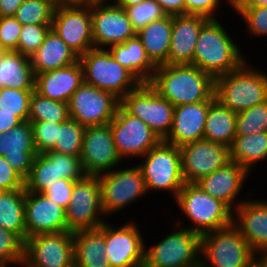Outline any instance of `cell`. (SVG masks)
<instances>
[{"label": "cell", "mask_w": 267, "mask_h": 267, "mask_svg": "<svg viewBox=\"0 0 267 267\" xmlns=\"http://www.w3.org/2000/svg\"><path fill=\"white\" fill-rule=\"evenodd\" d=\"M167 15H184V0H155Z\"/></svg>", "instance_id": "51"}, {"label": "cell", "mask_w": 267, "mask_h": 267, "mask_svg": "<svg viewBox=\"0 0 267 267\" xmlns=\"http://www.w3.org/2000/svg\"><path fill=\"white\" fill-rule=\"evenodd\" d=\"M120 105L132 116L144 121L164 140L170 133L175 106L160 96L149 83H141L120 100Z\"/></svg>", "instance_id": "11"}, {"label": "cell", "mask_w": 267, "mask_h": 267, "mask_svg": "<svg viewBox=\"0 0 267 267\" xmlns=\"http://www.w3.org/2000/svg\"><path fill=\"white\" fill-rule=\"evenodd\" d=\"M119 105L112 93L84 82L68 102L69 116L85 127L104 125L113 120Z\"/></svg>", "instance_id": "17"}, {"label": "cell", "mask_w": 267, "mask_h": 267, "mask_svg": "<svg viewBox=\"0 0 267 267\" xmlns=\"http://www.w3.org/2000/svg\"><path fill=\"white\" fill-rule=\"evenodd\" d=\"M65 213L67 229L71 232L97 229L107 220L101 205L99 176L85 175L74 182Z\"/></svg>", "instance_id": "10"}, {"label": "cell", "mask_w": 267, "mask_h": 267, "mask_svg": "<svg viewBox=\"0 0 267 267\" xmlns=\"http://www.w3.org/2000/svg\"><path fill=\"white\" fill-rule=\"evenodd\" d=\"M124 9L136 33L152 21L160 20L167 15L155 0H144L137 5L126 6Z\"/></svg>", "instance_id": "42"}, {"label": "cell", "mask_w": 267, "mask_h": 267, "mask_svg": "<svg viewBox=\"0 0 267 267\" xmlns=\"http://www.w3.org/2000/svg\"><path fill=\"white\" fill-rule=\"evenodd\" d=\"M108 50L141 83H148L157 68L150 61L137 35L122 44L111 46Z\"/></svg>", "instance_id": "30"}, {"label": "cell", "mask_w": 267, "mask_h": 267, "mask_svg": "<svg viewBox=\"0 0 267 267\" xmlns=\"http://www.w3.org/2000/svg\"><path fill=\"white\" fill-rule=\"evenodd\" d=\"M255 252L232 223L201 235L200 267H250Z\"/></svg>", "instance_id": "6"}, {"label": "cell", "mask_w": 267, "mask_h": 267, "mask_svg": "<svg viewBox=\"0 0 267 267\" xmlns=\"http://www.w3.org/2000/svg\"><path fill=\"white\" fill-rule=\"evenodd\" d=\"M109 124L117 153L125 162L138 160L162 141L144 121L129 114L121 105Z\"/></svg>", "instance_id": "12"}, {"label": "cell", "mask_w": 267, "mask_h": 267, "mask_svg": "<svg viewBox=\"0 0 267 267\" xmlns=\"http://www.w3.org/2000/svg\"><path fill=\"white\" fill-rule=\"evenodd\" d=\"M253 194L245 192V201L233 211V224L256 253L267 250V199H250Z\"/></svg>", "instance_id": "22"}, {"label": "cell", "mask_w": 267, "mask_h": 267, "mask_svg": "<svg viewBox=\"0 0 267 267\" xmlns=\"http://www.w3.org/2000/svg\"><path fill=\"white\" fill-rule=\"evenodd\" d=\"M35 150L37 154L51 151L58 140L60 123L50 121L32 122Z\"/></svg>", "instance_id": "45"}, {"label": "cell", "mask_w": 267, "mask_h": 267, "mask_svg": "<svg viewBox=\"0 0 267 267\" xmlns=\"http://www.w3.org/2000/svg\"><path fill=\"white\" fill-rule=\"evenodd\" d=\"M0 155L26 179L37 155L33 129L29 121L21 122L8 132L0 133Z\"/></svg>", "instance_id": "23"}, {"label": "cell", "mask_w": 267, "mask_h": 267, "mask_svg": "<svg viewBox=\"0 0 267 267\" xmlns=\"http://www.w3.org/2000/svg\"><path fill=\"white\" fill-rule=\"evenodd\" d=\"M62 178L57 176L55 151L37 154L30 174L25 179V190L43 193L48 186Z\"/></svg>", "instance_id": "35"}, {"label": "cell", "mask_w": 267, "mask_h": 267, "mask_svg": "<svg viewBox=\"0 0 267 267\" xmlns=\"http://www.w3.org/2000/svg\"><path fill=\"white\" fill-rule=\"evenodd\" d=\"M236 119L237 113L215 99L208 109L203 139L230 148L236 137Z\"/></svg>", "instance_id": "32"}, {"label": "cell", "mask_w": 267, "mask_h": 267, "mask_svg": "<svg viewBox=\"0 0 267 267\" xmlns=\"http://www.w3.org/2000/svg\"><path fill=\"white\" fill-rule=\"evenodd\" d=\"M223 1V4H222ZM231 8V0H184V15H200L208 19H219L222 5ZM219 13H216L219 11Z\"/></svg>", "instance_id": "46"}, {"label": "cell", "mask_w": 267, "mask_h": 267, "mask_svg": "<svg viewBox=\"0 0 267 267\" xmlns=\"http://www.w3.org/2000/svg\"><path fill=\"white\" fill-rule=\"evenodd\" d=\"M83 83V69L79 60L67 67L35 75V91L59 102L68 103Z\"/></svg>", "instance_id": "26"}, {"label": "cell", "mask_w": 267, "mask_h": 267, "mask_svg": "<svg viewBox=\"0 0 267 267\" xmlns=\"http://www.w3.org/2000/svg\"><path fill=\"white\" fill-rule=\"evenodd\" d=\"M29 58L35 75L67 67L79 60V56L52 29Z\"/></svg>", "instance_id": "27"}, {"label": "cell", "mask_w": 267, "mask_h": 267, "mask_svg": "<svg viewBox=\"0 0 267 267\" xmlns=\"http://www.w3.org/2000/svg\"><path fill=\"white\" fill-rule=\"evenodd\" d=\"M55 7L48 0H24L14 17L22 25H51Z\"/></svg>", "instance_id": "38"}, {"label": "cell", "mask_w": 267, "mask_h": 267, "mask_svg": "<svg viewBox=\"0 0 267 267\" xmlns=\"http://www.w3.org/2000/svg\"><path fill=\"white\" fill-rule=\"evenodd\" d=\"M26 240L38 234L67 231L65 208L43 193L26 191Z\"/></svg>", "instance_id": "20"}, {"label": "cell", "mask_w": 267, "mask_h": 267, "mask_svg": "<svg viewBox=\"0 0 267 267\" xmlns=\"http://www.w3.org/2000/svg\"><path fill=\"white\" fill-rule=\"evenodd\" d=\"M50 30L51 25H22L18 49L16 51L24 56L30 57L40 48Z\"/></svg>", "instance_id": "44"}, {"label": "cell", "mask_w": 267, "mask_h": 267, "mask_svg": "<svg viewBox=\"0 0 267 267\" xmlns=\"http://www.w3.org/2000/svg\"><path fill=\"white\" fill-rule=\"evenodd\" d=\"M174 202L182 212L180 216L188 219V226L183 224L184 218H177L173 223L200 235L228 227L233 223V211L196 183H185L172 203Z\"/></svg>", "instance_id": "3"}, {"label": "cell", "mask_w": 267, "mask_h": 267, "mask_svg": "<svg viewBox=\"0 0 267 267\" xmlns=\"http://www.w3.org/2000/svg\"><path fill=\"white\" fill-rule=\"evenodd\" d=\"M249 61L215 79L216 100L234 113L267 101V72Z\"/></svg>", "instance_id": "4"}, {"label": "cell", "mask_w": 267, "mask_h": 267, "mask_svg": "<svg viewBox=\"0 0 267 267\" xmlns=\"http://www.w3.org/2000/svg\"><path fill=\"white\" fill-rule=\"evenodd\" d=\"M25 188L0 191V227L26 242Z\"/></svg>", "instance_id": "34"}, {"label": "cell", "mask_w": 267, "mask_h": 267, "mask_svg": "<svg viewBox=\"0 0 267 267\" xmlns=\"http://www.w3.org/2000/svg\"><path fill=\"white\" fill-rule=\"evenodd\" d=\"M231 7H267V0H231Z\"/></svg>", "instance_id": "54"}, {"label": "cell", "mask_w": 267, "mask_h": 267, "mask_svg": "<svg viewBox=\"0 0 267 267\" xmlns=\"http://www.w3.org/2000/svg\"><path fill=\"white\" fill-rule=\"evenodd\" d=\"M33 90L0 88L1 111L14 113L22 122L28 121L30 97Z\"/></svg>", "instance_id": "41"}, {"label": "cell", "mask_w": 267, "mask_h": 267, "mask_svg": "<svg viewBox=\"0 0 267 267\" xmlns=\"http://www.w3.org/2000/svg\"><path fill=\"white\" fill-rule=\"evenodd\" d=\"M116 5L124 8L126 6H133V5H137L141 2H143L144 0H112Z\"/></svg>", "instance_id": "56"}, {"label": "cell", "mask_w": 267, "mask_h": 267, "mask_svg": "<svg viewBox=\"0 0 267 267\" xmlns=\"http://www.w3.org/2000/svg\"><path fill=\"white\" fill-rule=\"evenodd\" d=\"M70 118L67 102H59L44 97L33 90L30 97L28 121H50L63 123Z\"/></svg>", "instance_id": "36"}, {"label": "cell", "mask_w": 267, "mask_h": 267, "mask_svg": "<svg viewBox=\"0 0 267 267\" xmlns=\"http://www.w3.org/2000/svg\"><path fill=\"white\" fill-rule=\"evenodd\" d=\"M171 229L158 243L145 240L143 267H200L201 235L176 224Z\"/></svg>", "instance_id": "5"}, {"label": "cell", "mask_w": 267, "mask_h": 267, "mask_svg": "<svg viewBox=\"0 0 267 267\" xmlns=\"http://www.w3.org/2000/svg\"><path fill=\"white\" fill-rule=\"evenodd\" d=\"M221 20L209 19L202 26L192 63L214 79L236 70L248 59Z\"/></svg>", "instance_id": "2"}, {"label": "cell", "mask_w": 267, "mask_h": 267, "mask_svg": "<svg viewBox=\"0 0 267 267\" xmlns=\"http://www.w3.org/2000/svg\"><path fill=\"white\" fill-rule=\"evenodd\" d=\"M230 160L245 168L250 174L254 167L267 160V132L236 135L229 148Z\"/></svg>", "instance_id": "33"}, {"label": "cell", "mask_w": 267, "mask_h": 267, "mask_svg": "<svg viewBox=\"0 0 267 267\" xmlns=\"http://www.w3.org/2000/svg\"><path fill=\"white\" fill-rule=\"evenodd\" d=\"M84 82L121 100L141 82L122 66L108 49L92 48L79 56Z\"/></svg>", "instance_id": "8"}, {"label": "cell", "mask_w": 267, "mask_h": 267, "mask_svg": "<svg viewBox=\"0 0 267 267\" xmlns=\"http://www.w3.org/2000/svg\"><path fill=\"white\" fill-rule=\"evenodd\" d=\"M51 29L78 56L94 48L91 2H72L55 7Z\"/></svg>", "instance_id": "13"}, {"label": "cell", "mask_w": 267, "mask_h": 267, "mask_svg": "<svg viewBox=\"0 0 267 267\" xmlns=\"http://www.w3.org/2000/svg\"><path fill=\"white\" fill-rule=\"evenodd\" d=\"M251 174L234 161L216 169L196 184L213 198L221 200L234 211L245 200L239 198L245 189V182ZM243 189V190H242ZM240 200V201H239Z\"/></svg>", "instance_id": "21"}, {"label": "cell", "mask_w": 267, "mask_h": 267, "mask_svg": "<svg viewBox=\"0 0 267 267\" xmlns=\"http://www.w3.org/2000/svg\"><path fill=\"white\" fill-rule=\"evenodd\" d=\"M35 90V74L30 58L17 51L0 56V88Z\"/></svg>", "instance_id": "31"}, {"label": "cell", "mask_w": 267, "mask_h": 267, "mask_svg": "<svg viewBox=\"0 0 267 267\" xmlns=\"http://www.w3.org/2000/svg\"><path fill=\"white\" fill-rule=\"evenodd\" d=\"M91 27L94 48L109 49L136 35L125 9L112 0L91 2Z\"/></svg>", "instance_id": "16"}, {"label": "cell", "mask_w": 267, "mask_h": 267, "mask_svg": "<svg viewBox=\"0 0 267 267\" xmlns=\"http://www.w3.org/2000/svg\"><path fill=\"white\" fill-rule=\"evenodd\" d=\"M24 247L15 233L0 227V267H22Z\"/></svg>", "instance_id": "40"}, {"label": "cell", "mask_w": 267, "mask_h": 267, "mask_svg": "<svg viewBox=\"0 0 267 267\" xmlns=\"http://www.w3.org/2000/svg\"><path fill=\"white\" fill-rule=\"evenodd\" d=\"M5 52H6V50H5V48L3 47V45H2V43L0 41V56Z\"/></svg>", "instance_id": "59"}, {"label": "cell", "mask_w": 267, "mask_h": 267, "mask_svg": "<svg viewBox=\"0 0 267 267\" xmlns=\"http://www.w3.org/2000/svg\"><path fill=\"white\" fill-rule=\"evenodd\" d=\"M71 2L89 3L95 2V0H70Z\"/></svg>", "instance_id": "58"}, {"label": "cell", "mask_w": 267, "mask_h": 267, "mask_svg": "<svg viewBox=\"0 0 267 267\" xmlns=\"http://www.w3.org/2000/svg\"><path fill=\"white\" fill-rule=\"evenodd\" d=\"M150 61L156 66L166 65L172 35V15L155 20L136 33Z\"/></svg>", "instance_id": "29"}, {"label": "cell", "mask_w": 267, "mask_h": 267, "mask_svg": "<svg viewBox=\"0 0 267 267\" xmlns=\"http://www.w3.org/2000/svg\"><path fill=\"white\" fill-rule=\"evenodd\" d=\"M231 10L234 15H240L238 18L244 22L247 36L257 39L267 36V7H231Z\"/></svg>", "instance_id": "43"}, {"label": "cell", "mask_w": 267, "mask_h": 267, "mask_svg": "<svg viewBox=\"0 0 267 267\" xmlns=\"http://www.w3.org/2000/svg\"><path fill=\"white\" fill-rule=\"evenodd\" d=\"M209 19L200 15H172V35L166 64H192L202 26Z\"/></svg>", "instance_id": "24"}, {"label": "cell", "mask_w": 267, "mask_h": 267, "mask_svg": "<svg viewBox=\"0 0 267 267\" xmlns=\"http://www.w3.org/2000/svg\"><path fill=\"white\" fill-rule=\"evenodd\" d=\"M255 262L259 267H267V250H261L255 253Z\"/></svg>", "instance_id": "55"}, {"label": "cell", "mask_w": 267, "mask_h": 267, "mask_svg": "<svg viewBox=\"0 0 267 267\" xmlns=\"http://www.w3.org/2000/svg\"><path fill=\"white\" fill-rule=\"evenodd\" d=\"M85 128V126L71 118L60 123L58 140L51 151L80 158Z\"/></svg>", "instance_id": "37"}, {"label": "cell", "mask_w": 267, "mask_h": 267, "mask_svg": "<svg viewBox=\"0 0 267 267\" xmlns=\"http://www.w3.org/2000/svg\"><path fill=\"white\" fill-rule=\"evenodd\" d=\"M250 267H259L256 262H254Z\"/></svg>", "instance_id": "60"}, {"label": "cell", "mask_w": 267, "mask_h": 267, "mask_svg": "<svg viewBox=\"0 0 267 267\" xmlns=\"http://www.w3.org/2000/svg\"><path fill=\"white\" fill-rule=\"evenodd\" d=\"M267 132V101L237 113L236 135Z\"/></svg>", "instance_id": "39"}, {"label": "cell", "mask_w": 267, "mask_h": 267, "mask_svg": "<svg viewBox=\"0 0 267 267\" xmlns=\"http://www.w3.org/2000/svg\"><path fill=\"white\" fill-rule=\"evenodd\" d=\"M25 188V179L0 155V191Z\"/></svg>", "instance_id": "50"}, {"label": "cell", "mask_w": 267, "mask_h": 267, "mask_svg": "<svg viewBox=\"0 0 267 267\" xmlns=\"http://www.w3.org/2000/svg\"><path fill=\"white\" fill-rule=\"evenodd\" d=\"M24 0H0V17L14 16Z\"/></svg>", "instance_id": "53"}, {"label": "cell", "mask_w": 267, "mask_h": 267, "mask_svg": "<svg viewBox=\"0 0 267 267\" xmlns=\"http://www.w3.org/2000/svg\"><path fill=\"white\" fill-rule=\"evenodd\" d=\"M22 121L14 113L1 111L0 109V133L8 132L18 126Z\"/></svg>", "instance_id": "52"}, {"label": "cell", "mask_w": 267, "mask_h": 267, "mask_svg": "<svg viewBox=\"0 0 267 267\" xmlns=\"http://www.w3.org/2000/svg\"><path fill=\"white\" fill-rule=\"evenodd\" d=\"M48 1H50L56 7L72 3L70 0H48Z\"/></svg>", "instance_id": "57"}, {"label": "cell", "mask_w": 267, "mask_h": 267, "mask_svg": "<svg viewBox=\"0 0 267 267\" xmlns=\"http://www.w3.org/2000/svg\"><path fill=\"white\" fill-rule=\"evenodd\" d=\"M138 160L148 194L168 192L174 201L185 184L179 147L162 140Z\"/></svg>", "instance_id": "7"}, {"label": "cell", "mask_w": 267, "mask_h": 267, "mask_svg": "<svg viewBox=\"0 0 267 267\" xmlns=\"http://www.w3.org/2000/svg\"><path fill=\"white\" fill-rule=\"evenodd\" d=\"M74 182L75 181L62 178L48 186L43 194L66 209L70 204Z\"/></svg>", "instance_id": "49"}, {"label": "cell", "mask_w": 267, "mask_h": 267, "mask_svg": "<svg viewBox=\"0 0 267 267\" xmlns=\"http://www.w3.org/2000/svg\"><path fill=\"white\" fill-rule=\"evenodd\" d=\"M22 24L14 17H0V41L6 51L18 49Z\"/></svg>", "instance_id": "47"}, {"label": "cell", "mask_w": 267, "mask_h": 267, "mask_svg": "<svg viewBox=\"0 0 267 267\" xmlns=\"http://www.w3.org/2000/svg\"><path fill=\"white\" fill-rule=\"evenodd\" d=\"M107 221L104 222L105 249L111 267H143L145 232L138 223L130 220L115 226Z\"/></svg>", "instance_id": "14"}, {"label": "cell", "mask_w": 267, "mask_h": 267, "mask_svg": "<svg viewBox=\"0 0 267 267\" xmlns=\"http://www.w3.org/2000/svg\"><path fill=\"white\" fill-rule=\"evenodd\" d=\"M74 267H111L106 257L104 223L74 232Z\"/></svg>", "instance_id": "28"}, {"label": "cell", "mask_w": 267, "mask_h": 267, "mask_svg": "<svg viewBox=\"0 0 267 267\" xmlns=\"http://www.w3.org/2000/svg\"><path fill=\"white\" fill-rule=\"evenodd\" d=\"M148 83L175 107L216 99L215 79L192 64L158 66Z\"/></svg>", "instance_id": "1"}, {"label": "cell", "mask_w": 267, "mask_h": 267, "mask_svg": "<svg viewBox=\"0 0 267 267\" xmlns=\"http://www.w3.org/2000/svg\"><path fill=\"white\" fill-rule=\"evenodd\" d=\"M57 176L71 181L81 180L86 174L79 157L56 152Z\"/></svg>", "instance_id": "48"}, {"label": "cell", "mask_w": 267, "mask_h": 267, "mask_svg": "<svg viewBox=\"0 0 267 267\" xmlns=\"http://www.w3.org/2000/svg\"><path fill=\"white\" fill-rule=\"evenodd\" d=\"M22 267H74V232L28 237Z\"/></svg>", "instance_id": "15"}, {"label": "cell", "mask_w": 267, "mask_h": 267, "mask_svg": "<svg viewBox=\"0 0 267 267\" xmlns=\"http://www.w3.org/2000/svg\"><path fill=\"white\" fill-rule=\"evenodd\" d=\"M80 160L84 173L93 176L125 163L117 153L109 123L85 128Z\"/></svg>", "instance_id": "18"}, {"label": "cell", "mask_w": 267, "mask_h": 267, "mask_svg": "<svg viewBox=\"0 0 267 267\" xmlns=\"http://www.w3.org/2000/svg\"><path fill=\"white\" fill-rule=\"evenodd\" d=\"M127 163H124V168L120 165L110 172L99 175L101 205L107 219L113 214L122 213L125 208L127 210L129 205L146 199V195L150 196L137 163L135 165Z\"/></svg>", "instance_id": "9"}, {"label": "cell", "mask_w": 267, "mask_h": 267, "mask_svg": "<svg viewBox=\"0 0 267 267\" xmlns=\"http://www.w3.org/2000/svg\"><path fill=\"white\" fill-rule=\"evenodd\" d=\"M185 183H197L230 161L229 148L200 139L179 147Z\"/></svg>", "instance_id": "19"}, {"label": "cell", "mask_w": 267, "mask_h": 267, "mask_svg": "<svg viewBox=\"0 0 267 267\" xmlns=\"http://www.w3.org/2000/svg\"><path fill=\"white\" fill-rule=\"evenodd\" d=\"M212 102L203 101L176 106L171 131L163 141L180 147L203 139L206 117Z\"/></svg>", "instance_id": "25"}]
</instances>
